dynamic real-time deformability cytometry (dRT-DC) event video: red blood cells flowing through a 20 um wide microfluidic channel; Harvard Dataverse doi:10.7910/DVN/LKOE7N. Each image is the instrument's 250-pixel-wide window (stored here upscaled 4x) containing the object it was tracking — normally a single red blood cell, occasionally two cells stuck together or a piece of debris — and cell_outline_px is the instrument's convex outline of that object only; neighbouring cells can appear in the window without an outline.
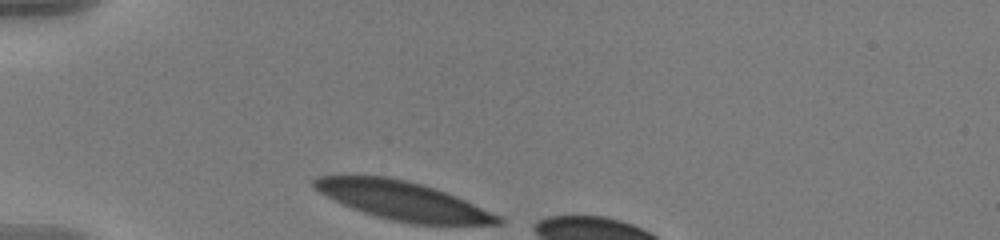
{"species": "human", "species_latin": "Homo sapiens", "temperature_condition": "warm", "stored_images_in_passage": 7, "camera_frame_rate_fps": 3000, "um_per_image_px": 0.085, "donor": {"sex": "male"}, "frame": {"image": 1, "passage_image": 1, "time_ms": 0.0, "image_size_px": [1000, 240], "cell_outline_px": [[504, 224], [412, 224], [392, 220], [376, 216], [352, 208], [332, 200], [312, 188], [312, 180], [320, 176], [384, 176], [404, 180], [420, 184], [456, 196], [500, 216], [504, 220]], "centroid_in_image_um": [34.2, 17.07], "position_along_channel_um": 50.8, "area_um2": 40.81}}